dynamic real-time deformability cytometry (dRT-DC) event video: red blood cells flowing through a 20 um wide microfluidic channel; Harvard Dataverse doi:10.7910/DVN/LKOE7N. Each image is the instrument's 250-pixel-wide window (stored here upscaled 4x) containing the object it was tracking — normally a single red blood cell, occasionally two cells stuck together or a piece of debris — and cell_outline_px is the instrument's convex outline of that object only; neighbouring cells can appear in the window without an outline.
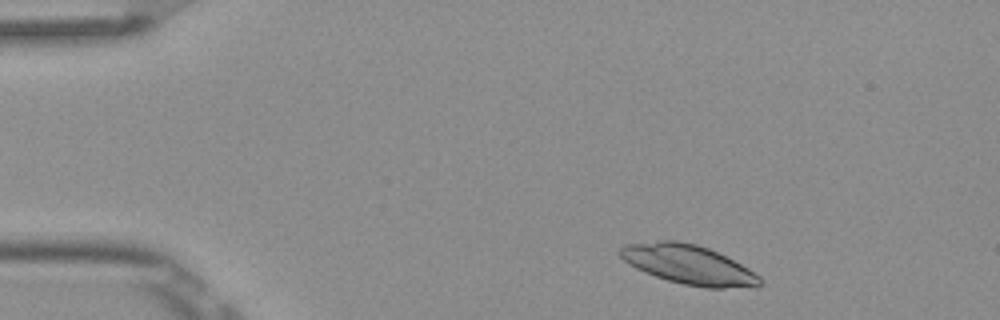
{"species": "Egyptian fruit bat (a non-hibernating species)", "species_latin": "Rousettus aegyptiacus", "temperature_condition": "room temperature", "stored_images_in_passage": 6, "camera_frame_rate_fps": 3000, "um_per_image_px": 0.085, "frame": {"image": 1, "passage_image": 6, "time_ms": 1.667, "image_size_px": [1000, 320], "cell_outline_px": [[764, 284], [756, 288], [704, 288], [684, 284], [668, 280], [644, 272], [636, 268], [624, 260], [616, 252], [624, 244], [664, 240], [676, 240], [696, 244], [708, 248], [748, 268], [760, 276], [764, 280]], "centroid_in_image_um": [58.56, 22.5], "position_along_channel_um": 26.4, "area_um2": 32.25}}